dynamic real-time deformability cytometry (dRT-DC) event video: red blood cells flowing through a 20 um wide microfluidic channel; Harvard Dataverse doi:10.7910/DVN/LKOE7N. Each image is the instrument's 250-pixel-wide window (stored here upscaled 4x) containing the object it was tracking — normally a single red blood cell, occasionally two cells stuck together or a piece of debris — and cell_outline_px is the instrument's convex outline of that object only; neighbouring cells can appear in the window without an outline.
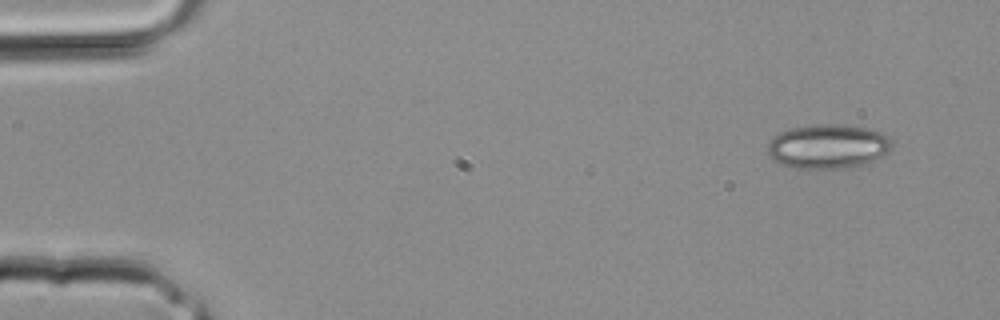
{"species": "common noctule bat (a hibernating species)", "species_latin": "Nyctalus noctula", "temperature_condition": "room temperature", "stored_images_in_passage": 8, "camera_frame_rate_fps": 3000, "um_per_image_px": 0.085, "animal": {"sex": "male", "body_mass_g": 20.4}, "frame": {"image": 1, "passage_image": 1, "time_ms": 0.0, "image_size_px": [1000, 320], "cell_outline_px": [[892, 148], [884, 156], [864, 164], [844, 168], [796, 168], [780, 164], [768, 152], [768, 144], [780, 132], [788, 128], [812, 124], [848, 124], [868, 128], [880, 132], [888, 136], [892, 140]], "centroid_in_image_um": [70.43, 12.42], "position_along_channel_um": 14.6, "area_um2": 32.25}}